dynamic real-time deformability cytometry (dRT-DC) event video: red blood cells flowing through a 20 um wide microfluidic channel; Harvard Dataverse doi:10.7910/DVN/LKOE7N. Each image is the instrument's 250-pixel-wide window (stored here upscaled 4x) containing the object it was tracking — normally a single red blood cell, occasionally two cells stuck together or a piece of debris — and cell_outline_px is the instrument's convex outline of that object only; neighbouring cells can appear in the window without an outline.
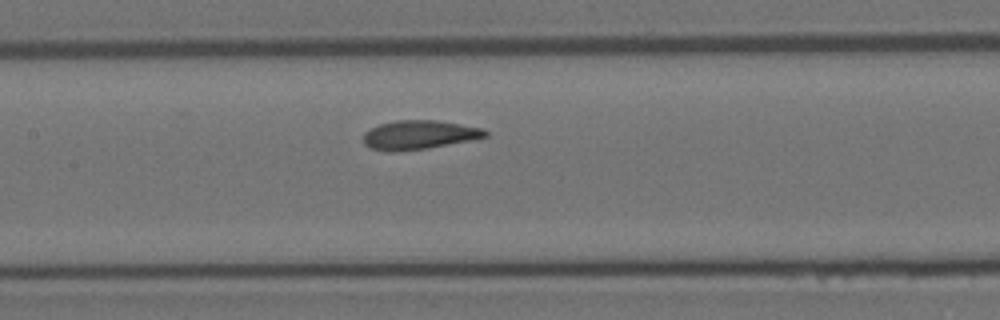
{"species": "Egyptian fruit bat (a non-hibernating species)", "species_latin": "Rousettus aegyptiacus", "temperature_condition": "room temperature", "stored_images_in_passage": 5, "camera_frame_rate_fps": 3000, "um_per_image_px": 0.085, "animal": {"sex": "female"}, "frame": {"image": 1, "passage_image": 5, "time_ms": 1.333, "image_size_px": [1000, 320], "cell_outline_px": [[488, 136], [428, 148], [392, 152], [372, 148], [364, 144], [364, 132], [380, 124], [396, 120], [436, 120], [484, 128], [488, 132]], "centroid_in_image_um": [35.62, 11.45], "position_along_channel_um": 171.8, "area_um2": 20.35}}